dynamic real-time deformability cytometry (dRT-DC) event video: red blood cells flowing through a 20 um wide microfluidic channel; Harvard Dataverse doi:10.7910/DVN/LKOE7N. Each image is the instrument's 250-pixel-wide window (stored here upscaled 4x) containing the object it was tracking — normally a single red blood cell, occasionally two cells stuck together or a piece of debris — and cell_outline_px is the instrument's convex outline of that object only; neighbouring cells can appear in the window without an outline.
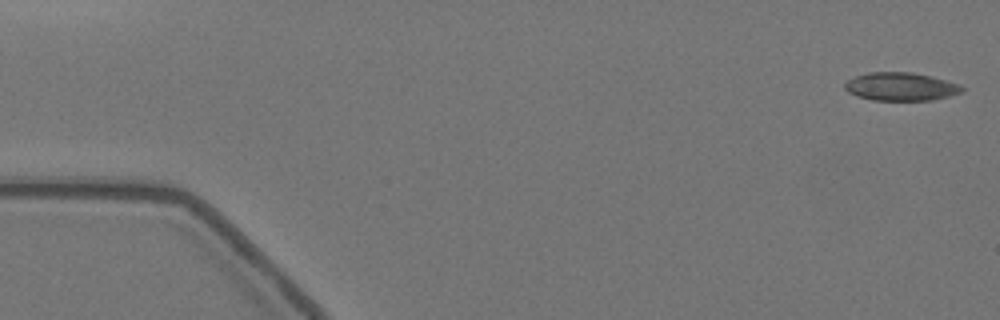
{"species": "Egyptian fruit bat (a non-hibernating species)", "species_latin": "Rousettus aegyptiacus", "temperature_condition": "warm", "stored_images_in_passage": 34, "camera_frame_rate_fps": 3000, "um_per_image_px": 0.085, "animal": {"sex": "female"}, "frame": {"image": 1, "passage_image": 1, "time_ms": 0.0, "image_size_px": [1000, 320], "cell_outline_px": [[964, 88], [960, 92], [948, 96], [932, 100], [872, 100], [856, 96], [848, 92], [844, 88], [844, 84], [848, 80], [856, 76], [868, 72], [912, 72], [944, 80], [956, 84]], "centroid_in_image_um": [76.49, 7.36], "position_along_channel_um": 8.5, "area_um2": 18.96}}
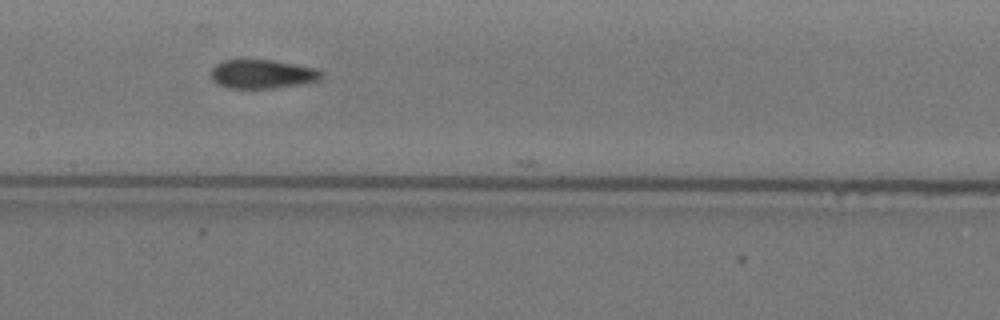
{"frame": {"image": 2, "passage_image": 27, "time_ms": 8.667, "image_size_px": [1000, 320], "cell_outline_px": [[324, 76], [320, 80], [308, 84], [276, 88], [228, 88], [212, 80], [212, 68], [216, 64], [224, 60], [272, 60], [316, 68], [324, 72]], "centroid_in_image_um": [22.38, 6.31], "position_along_channel_um": 185.0, "area_um2": 18.79}}
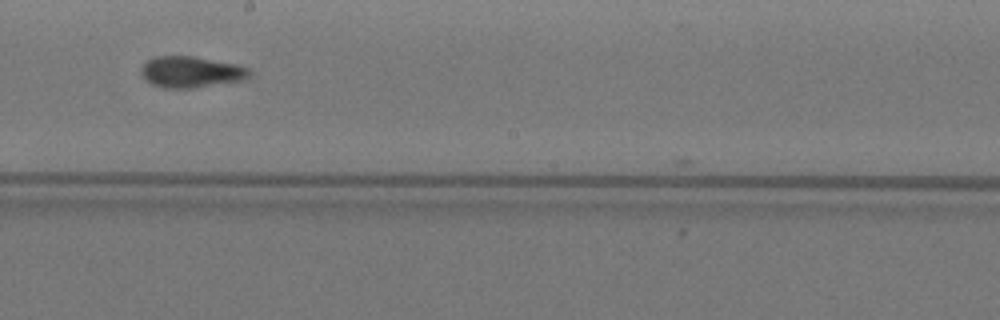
{"frame": {"image": 3, "passage_image": 31, "time_ms": 10.0, "image_size_px": [1000, 320], "cell_outline_px": [[252, 72], [244, 80], [192, 88], [164, 88], [152, 84], [140, 72], [144, 64], [148, 60], [156, 56], [192, 56], [236, 64], [248, 68]], "centroid_in_image_um": [16.26, 6.12], "position_along_channel_um": 231.9, "area_um2": 19.48}}